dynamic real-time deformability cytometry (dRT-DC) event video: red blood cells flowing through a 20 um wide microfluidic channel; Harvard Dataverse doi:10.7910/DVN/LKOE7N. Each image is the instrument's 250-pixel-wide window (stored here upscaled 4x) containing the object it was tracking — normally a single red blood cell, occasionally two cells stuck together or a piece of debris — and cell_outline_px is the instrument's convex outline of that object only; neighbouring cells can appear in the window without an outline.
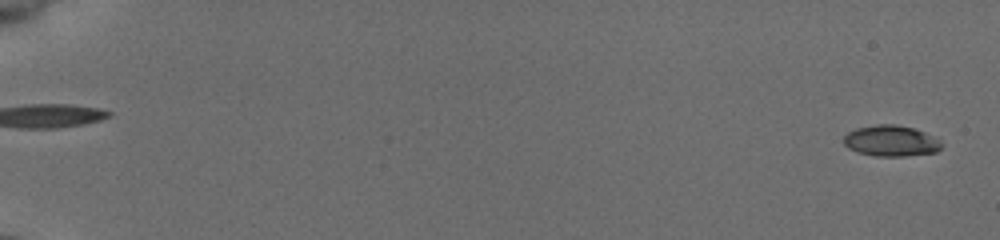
{"species": "common noctule bat (a hibernating species)", "species_latin": "Nyctalus noctula", "temperature_condition": "cold", "stored_images_in_passage": 55, "camera_frame_rate_fps": 3000, "um_per_image_px": 0.085, "animal": {"sex": "female", "body_mass_g": 19.5, "forearm_length_mm": 54.1}, "frame": {"image": 1, "passage_image": 1, "time_ms": 0.0, "image_size_px": [1000, 240], "cell_outline_px": [[944, 144], [936, 152], [904, 156], [876, 156], [856, 152], [848, 148], [844, 144], [844, 136], [848, 132], [856, 128], [876, 124], [892, 124], [912, 128], [924, 132], [940, 140]], "centroid_in_image_um": [75.72, 11.98], "position_along_channel_um": 9.3, "area_um2": 17.63}}
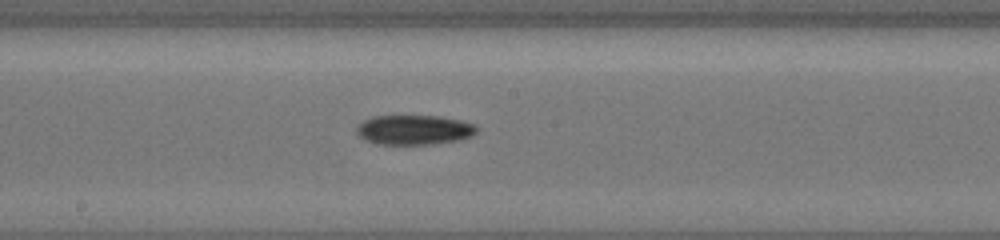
{"frame": {"image": 2, "passage_image": 32, "time_ms": 10.333, "image_size_px": [1000, 240], "cell_outline_px": [[480, 128], [472, 136], [460, 140], [432, 144], [376, 144], [364, 140], [356, 132], [356, 124], [372, 116], [440, 116], [460, 120], [476, 124]], "centroid_in_image_um": [35.21, 11.03], "position_along_channel_um": 213.0, "area_um2": 21.1}}
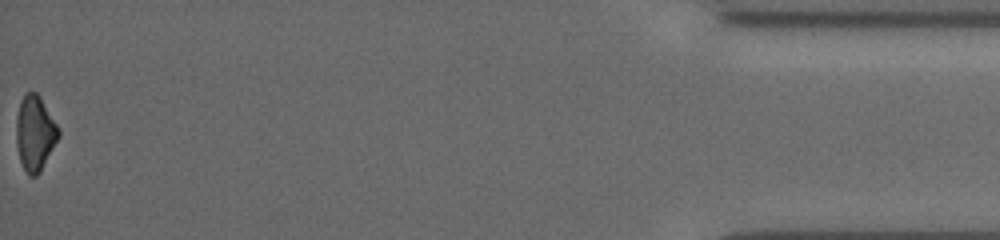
{"frame": {"image": 3, "passage_image": 55, "time_ms": 18.0, "image_size_px": [1000, 240], "cell_outline_px": [[60, 136], [40, 172], [36, 176], [28, 176], [20, 160], [16, 144], [16, 116], [20, 100], [24, 92], [36, 92], [40, 96], [56, 124], [60, 132]], "centroid_in_image_um": [2.95, 11.31], "position_along_channel_um": 432.2, "area_um2": 18.55}}